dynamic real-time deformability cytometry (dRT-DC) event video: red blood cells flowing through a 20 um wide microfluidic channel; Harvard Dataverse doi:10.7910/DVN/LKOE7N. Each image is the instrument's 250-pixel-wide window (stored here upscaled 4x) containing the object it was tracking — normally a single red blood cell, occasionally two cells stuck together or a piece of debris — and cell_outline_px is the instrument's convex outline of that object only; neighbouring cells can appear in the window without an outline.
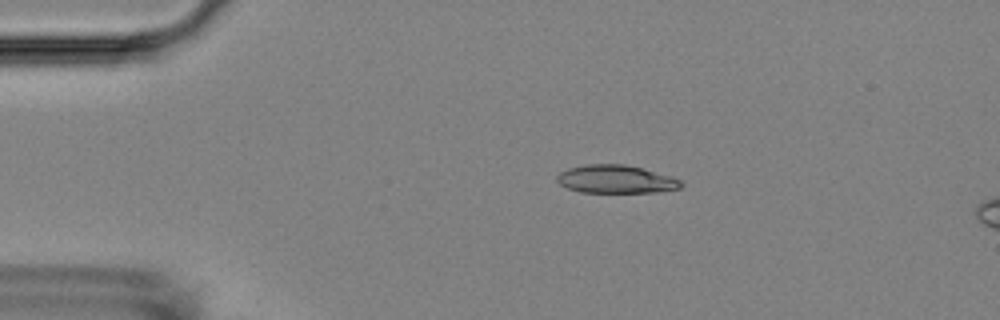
{"species": "Egyptian fruit bat (a non-hibernating species)", "species_latin": "Rousettus aegyptiacus", "temperature_condition": "room temperature", "stored_images_in_passage": 6, "camera_frame_rate_fps": 3000, "um_per_image_px": 0.085, "animal": {"sex": "female"}, "frame": {"image": 1, "passage_image": 3, "time_ms": 2.333, "image_size_px": [1000, 320], "cell_outline_px": [[684, 184], [680, 188], [656, 192], [580, 192], [568, 188], [560, 184], [556, 180], [556, 176], [560, 172], [568, 168], [588, 164], [624, 164], [640, 168], [668, 176], [680, 180]], "centroid_in_image_um": [52.31, 15.24], "position_along_channel_um": 32.7, "area_um2": 20.06}}
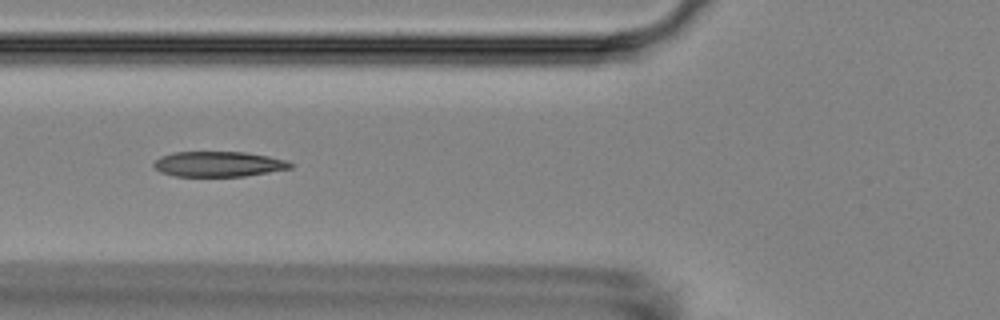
{"frame": {"image": 2, "passage_image": 6, "time_ms": 5.667, "image_size_px": [1000, 320], "cell_outline_px": [[292, 168], [244, 176], [176, 176], [160, 172], [152, 164], [160, 156], [172, 152], [244, 152], [268, 156], [288, 160], [292, 164]], "centroid_in_image_um": [18.56, 13.94], "position_along_channel_um": 107.2, "area_um2": 20.06}}